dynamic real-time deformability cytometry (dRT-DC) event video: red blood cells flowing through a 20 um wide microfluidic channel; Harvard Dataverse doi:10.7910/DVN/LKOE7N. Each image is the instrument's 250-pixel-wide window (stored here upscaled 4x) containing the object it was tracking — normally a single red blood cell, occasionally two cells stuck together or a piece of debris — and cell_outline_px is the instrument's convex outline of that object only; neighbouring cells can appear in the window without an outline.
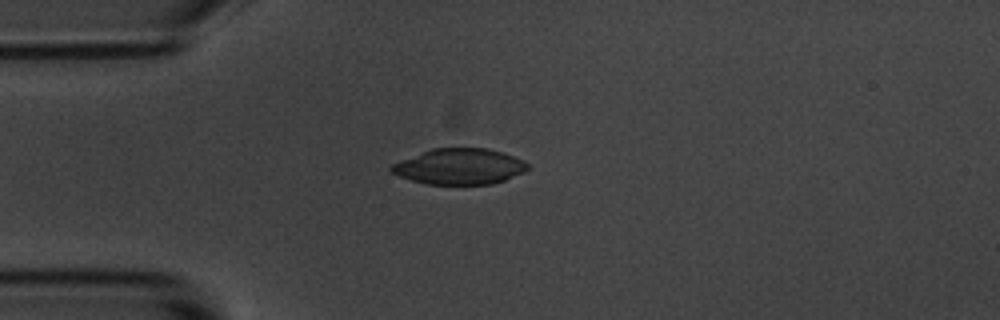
{"species": "common noctule bat (a hibernating species)", "species_latin": "Nyctalus noctula", "temperature_condition": "room temperature", "stored_images_in_passage": 4, "camera_frame_rate_fps": 3000, "um_per_image_px": 0.085, "animal": {"sex": "male", "body_mass_g": 20.1, "forearm_length_mm": 53.5}, "frame": {"image": 1, "passage_image": 3, "time_ms": 2.333, "image_size_px": [1000, 320], "cell_outline_px": [[528, 168], [524, 172], [504, 180], [492, 184], [424, 184], [400, 176], [392, 172], [388, 168], [392, 164], [432, 148], [488, 148], [524, 160], [528, 164]], "centroid_in_image_um": [39.06, 14.15], "position_along_channel_um": 45.9, "area_um2": 28.21}}